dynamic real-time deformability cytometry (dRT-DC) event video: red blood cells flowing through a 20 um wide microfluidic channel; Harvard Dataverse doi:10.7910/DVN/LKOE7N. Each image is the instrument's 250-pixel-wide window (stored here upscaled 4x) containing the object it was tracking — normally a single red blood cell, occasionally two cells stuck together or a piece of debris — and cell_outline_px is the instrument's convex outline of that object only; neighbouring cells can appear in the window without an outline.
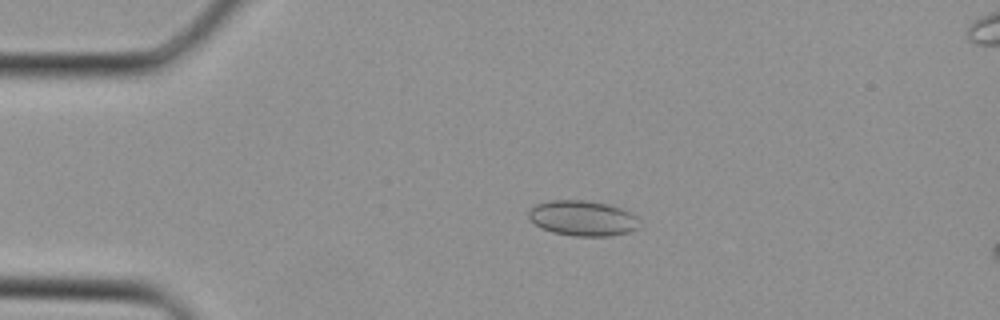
{"species": "Egyptian fruit bat (a non-hibernating species)", "species_latin": "Rousettus aegyptiacus", "temperature_condition": "cold", "stored_images_in_passage": 31, "camera_frame_rate_fps": 3000, "um_per_image_px": 0.085, "animal": {"sex": "female"}, "frame": {"image": 1, "passage_image": 3, "time_ms": 0.667, "image_size_px": [1000, 320], "cell_outline_px": [[636, 228], [628, 232], [608, 236], [572, 236], [552, 232], [536, 224], [528, 216], [528, 212], [536, 204], [552, 200], [584, 200], [608, 204], [620, 208], [628, 212], [632, 216]], "centroid_in_image_um": [49.44, 18.54], "position_along_channel_um": 35.6, "area_um2": 22.14}}
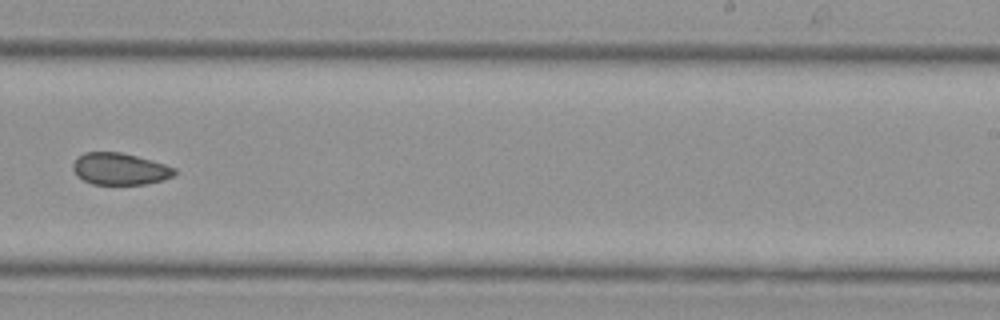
{"frame": {"image": 2, "passage_image": 18, "time_ms": 5.667, "image_size_px": [1000, 320], "cell_outline_px": [[176, 172], [172, 176], [164, 180], [144, 184], [92, 184], [76, 176], [72, 168], [72, 164], [84, 152], [120, 152], [152, 160], [176, 168]], "centroid_in_image_um": [10.18, 14.36], "position_along_channel_um": 278.8, "area_um2": 18.79}}
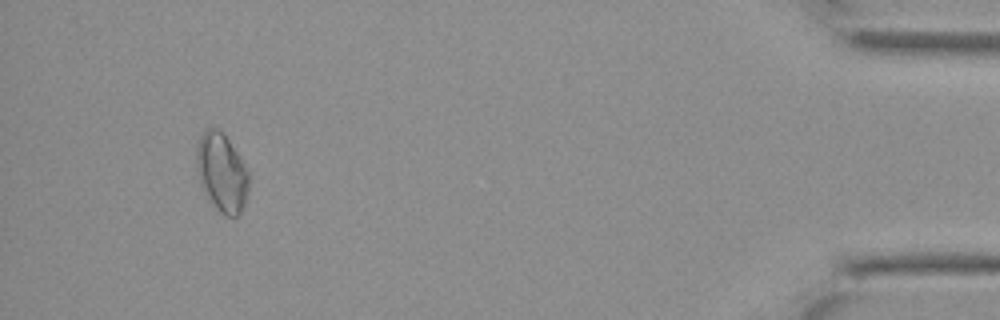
{"frame": {"image": 3, "passage_image": 29, "time_ms": 9.333, "image_size_px": [1000, 320], "cell_outline_px": [[248, 188], [244, 204], [240, 216], [224, 216], [216, 208], [200, 184], [196, 168], [196, 148], [200, 136], [204, 128], [216, 128], [228, 140], [248, 172]], "centroid_in_image_um": [18.82, 14.68], "position_along_channel_um": 416.4, "area_um2": 23.52}}